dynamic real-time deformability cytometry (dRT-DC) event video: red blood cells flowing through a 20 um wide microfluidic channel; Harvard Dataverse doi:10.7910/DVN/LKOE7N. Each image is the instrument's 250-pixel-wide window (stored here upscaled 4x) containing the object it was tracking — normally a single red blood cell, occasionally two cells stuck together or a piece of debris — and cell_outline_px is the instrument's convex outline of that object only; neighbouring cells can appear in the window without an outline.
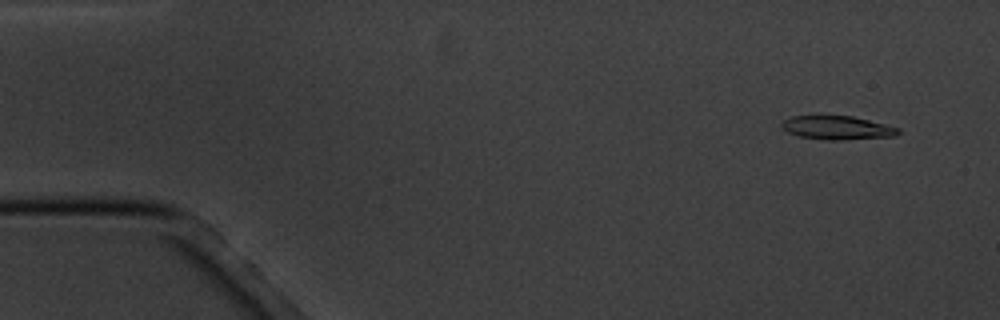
{"species": "common noctule bat (a hibernating species)", "species_latin": "Nyctalus noctula", "temperature_condition": "cold", "stored_images_in_passage": 6, "camera_frame_rate_fps": 3000, "um_per_image_px": 0.085, "animal": {"sex": "male", "body_mass_g": 20.1, "forearm_length_mm": 53.5}, "frame": {"image": 1, "passage_image": 2, "time_ms": 1.0, "image_size_px": [1000, 320], "cell_outline_px": [[900, 132], [896, 136], [844, 140], [828, 140], [800, 136], [788, 132], [780, 128], [780, 124], [784, 120], [792, 116], [820, 112], [824, 112], [852, 116], [900, 128]], "centroid_in_image_um": [71.09, 10.8], "position_along_channel_um": 13.9, "area_um2": 16.94}}